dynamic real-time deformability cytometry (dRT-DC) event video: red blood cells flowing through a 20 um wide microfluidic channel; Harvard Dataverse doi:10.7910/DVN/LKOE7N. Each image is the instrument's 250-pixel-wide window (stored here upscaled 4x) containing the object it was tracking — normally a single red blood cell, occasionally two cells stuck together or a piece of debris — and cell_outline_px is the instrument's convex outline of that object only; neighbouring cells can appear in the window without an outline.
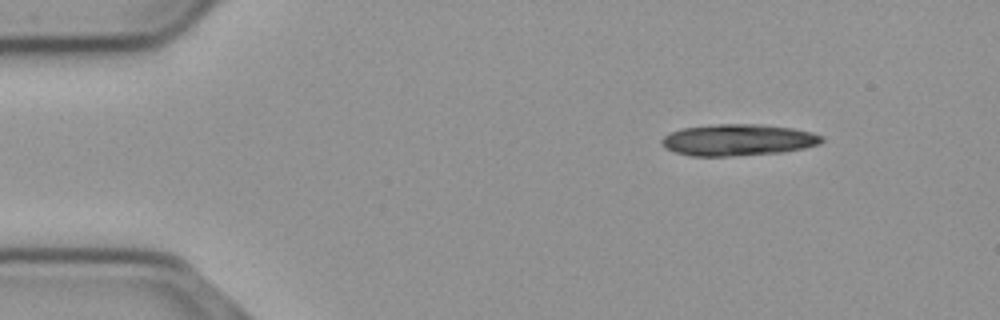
{"species": "common noctule bat (a hibernating species)", "species_latin": "Nyctalus noctula", "temperature_condition": "cold", "stored_images_in_passage": 17, "camera_frame_rate_fps": 3000, "um_per_image_px": 0.085, "animal": {"sex": "male", "body_mass_g": 23.1, "forearm_length_mm": 52.7}, "frame": {"image": 1, "passage_image": 6, "time_ms": 1.667, "image_size_px": [1000, 320], "cell_outline_px": [[824, 140], [820, 144], [804, 148], [784, 152], [732, 156], [692, 156], [676, 152], [664, 148], [660, 144], [660, 140], [664, 136], [680, 128], [716, 124], [760, 124], [792, 128], [812, 132], [824, 136]], "centroid_in_image_um": [62.74, 11.89], "position_along_channel_um": 22.3, "area_um2": 29.65}}